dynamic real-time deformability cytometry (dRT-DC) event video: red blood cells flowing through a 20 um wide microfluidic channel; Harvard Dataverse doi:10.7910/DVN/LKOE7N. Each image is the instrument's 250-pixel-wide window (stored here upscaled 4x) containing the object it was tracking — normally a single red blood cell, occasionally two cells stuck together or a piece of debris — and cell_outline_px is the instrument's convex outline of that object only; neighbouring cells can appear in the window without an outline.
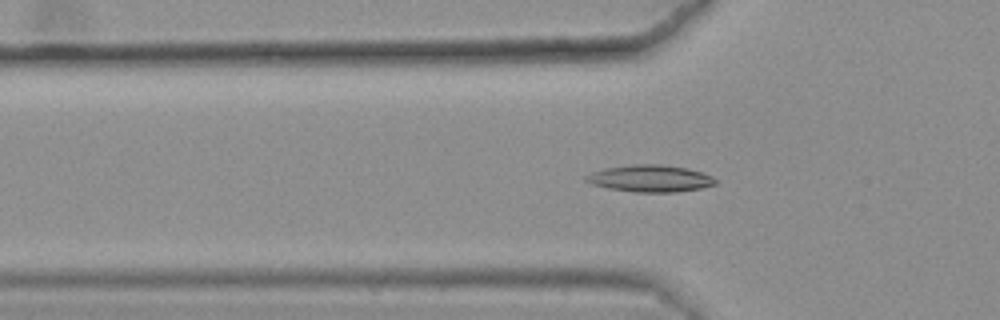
{"species": "common noctule bat (a hibernating species)", "species_latin": "Nyctalus noctula", "temperature_condition": "warm", "stored_images_in_passage": 42, "camera_frame_rate_fps": 3000, "um_per_image_px": 0.085, "animal": {"sex": "female", "body_mass_g": 25.1}, "frame": {"image": 1, "passage_image": 13, "time_ms": 4.0, "image_size_px": [1000, 320], "cell_outline_px": [[716, 184], [700, 188], [676, 192], [636, 192], [608, 188], [592, 184], [584, 180], [584, 176], [592, 172], [604, 168], [632, 164], [664, 164], [688, 168], [712, 176], [716, 180]], "centroid_in_image_um": [55.25, 15.16], "position_along_channel_um": 70.6, "area_um2": 20.35}}
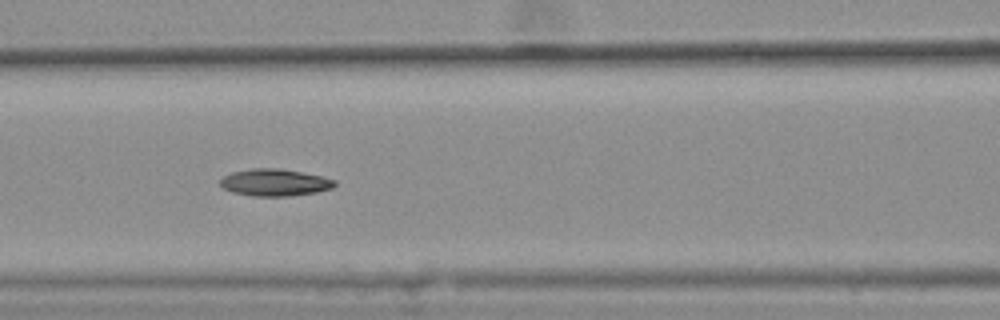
{"frame": {"image": 2, "passage_image": 19, "time_ms": 6.0, "image_size_px": [1000, 320], "cell_outline_px": [[336, 184], [332, 188], [316, 192], [288, 196], [252, 196], [232, 192], [224, 188], [220, 184], [220, 180], [224, 176], [232, 172], [252, 168], [280, 168], [320, 176], [336, 180]], "centroid_in_image_um": [23.34, 15.51], "position_along_channel_um": 143.3, "area_um2": 17.92}, "authors_computed_cell_mechanics": {"area_um2": 17.7157, "velocity_mm_per_s": 3.6301, "shape_relaxation_time_tau1_ms": 6.6274, "shape_relaxation_time_tau2_ms": 8.6263, "deformation_change_tau1": 0.158, "deformation_change_tau2": 0.1358}}